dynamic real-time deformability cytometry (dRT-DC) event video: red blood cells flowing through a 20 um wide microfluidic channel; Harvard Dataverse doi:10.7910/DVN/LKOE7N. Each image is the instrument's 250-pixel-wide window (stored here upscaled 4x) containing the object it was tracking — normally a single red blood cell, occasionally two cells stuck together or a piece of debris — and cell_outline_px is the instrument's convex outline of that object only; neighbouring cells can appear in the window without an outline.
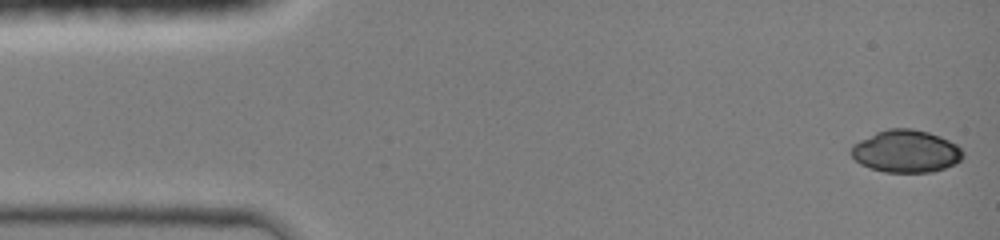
{"species": "common noctule bat (a hibernating species)", "species_latin": "Nyctalus noctula", "temperature_condition": "room temperature", "stored_images_in_passage": 28, "camera_frame_rate_fps": 3000, "um_per_image_px": 0.085, "animal": {"sex": "female", "body_mass_g": 19.0, "forearm_length_mm": 51.5}, "frame": {"image": 1, "passage_image": 1, "time_ms": 0.0, "image_size_px": [1000, 240], "cell_outline_px": [[964, 156], [956, 164], [932, 172], [884, 172], [860, 164], [848, 152], [852, 144], [876, 132], [888, 128], [912, 128], [928, 132], [940, 136], [956, 144], [964, 152]], "centroid_in_image_um": [77.0, 12.85], "position_along_channel_um": 8.0, "area_um2": 27.8}}
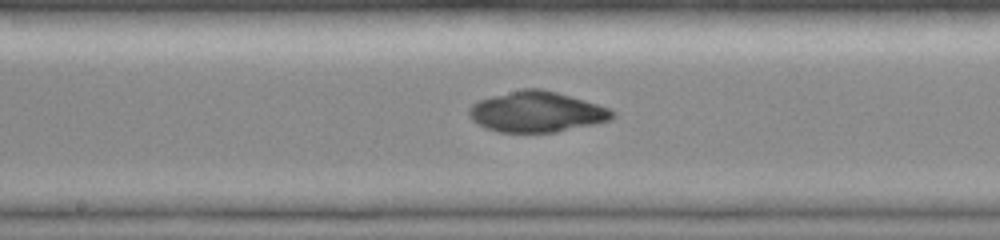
{"frame": {"image": 2, "passage_image": 14, "time_ms": 7.333, "image_size_px": [1000, 240], "cell_outline_px": [[616, 112], [612, 120], [556, 132], [496, 132], [484, 128], [476, 124], [468, 116], [468, 108], [472, 104], [480, 100], [492, 96], [520, 88], [544, 88], [584, 100], [608, 108]], "centroid_in_image_um": [45.58, 9.5], "position_along_channel_um": 202.6, "area_um2": 34.16}}
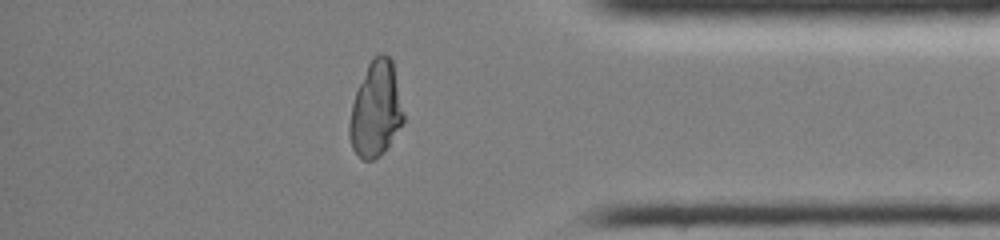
{"frame": {"image": 3, "passage_image": 24, "time_ms": 12.333, "image_size_px": [1000, 240], "cell_outline_px": [[404, 124], [384, 152], [380, 156], [372, 160], [364, 160], [352, 148], [348, 136], [348, 124], [352, 104], [356, 92], [368, 64], [372, 56], [380, 52], [388, 56], [392, 60], [404, 112]], "centroid_in_image_um": [31.95, 9.31], "position_along_channel_um": 403.2, "area_um2": 30.23}}